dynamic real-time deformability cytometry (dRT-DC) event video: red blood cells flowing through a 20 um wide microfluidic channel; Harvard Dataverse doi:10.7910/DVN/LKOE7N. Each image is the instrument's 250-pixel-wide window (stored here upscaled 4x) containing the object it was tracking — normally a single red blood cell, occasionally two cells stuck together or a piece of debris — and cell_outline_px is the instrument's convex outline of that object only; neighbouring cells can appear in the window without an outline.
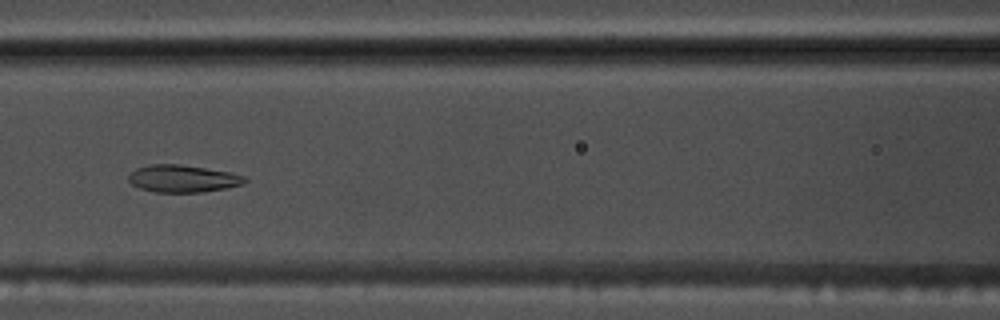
{"species": "common noctule bat (a hibernating species)", "species_latin": "Nyctalus noctula", "temperature_condition": "warm", "stored_images_in_passage": 56, "camera_frame_rate_fps": 3000, "um_per_image_px": 0.085, "animal": {"sex": "male", "body_mass_g": 17.5, "forearm_length_mm": 52.3}, "frame": {"image": 1, "passage_image": 25, "time_ms": 8.0, "image_size_px": [1000, 320], "cell_outline_px": [[248, 180], [244, 184], [224, 188], [200, 192], [152, 192], [140, 188], [132, 184], [128, 180], [128, 176], [136, 168], [148, 164], [180, 164], [228, 172], [244, 176]], "centroid_in_image_um": [15.5, 15.18], "position_along_channel_um": 151.1, "area_um2": 18.38}}
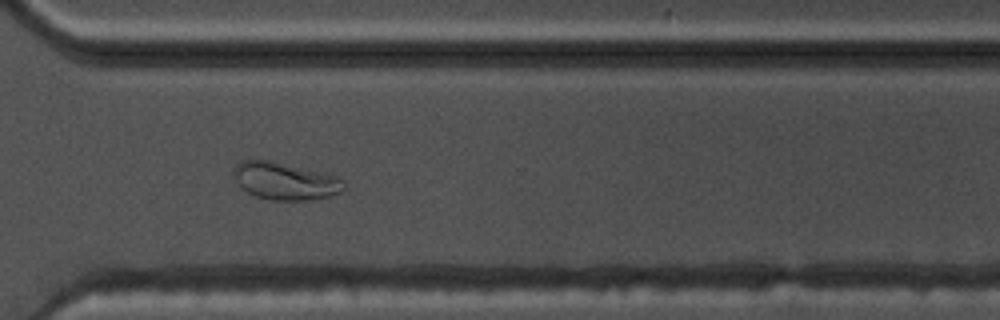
{"frame": {"image": 2, "passage_image": 41, "time_ms": 13.333, "image_size_px": [1000, 320], "cell_outline_px": [[344, 192], [312, 200], [272, 200], [256, 196], [240, 188], [232, 172], [232, 168], [240, 160], [268, 160], [324, 172], [340, 176], [344, 180]], "centroid_in_image_um": [24.25, 15.38], "position_along_channel_um": 346.4, "area_um2": 24.33}}
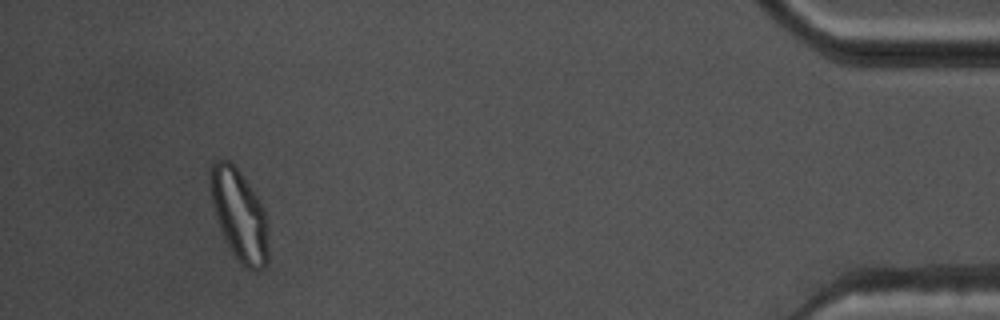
{"frame": {"image": 3, "passage_image": 52, "time_ms": 17.0, "image_size_px": [1000, 320], "cell_outline_px": [[268, 264], [264, 268], [256, 272], [244, 268], [228, 244], [220, 228], [212, 204], [208, 184], [212, 164], [216, 160], [228, 160], [240, 172], [260, 200], [264, 208], [268, 248]], "centroid_in_image_um": [20.34, 18.29], "position_along_channel_um": 414.9, "area_um2": 30.69}, "authors_computed_cell_mechanics": {"area_um2": 23.409, "velocity_mm_per_s": 3.6656, "shape_relaxation_time_tau1_ms": 8.3882, "shape_relaxation_time_tau2_ms": 1.101, "deformation_change_tau1": 0.2294, "deformation_change_tau2": 0.0537}}